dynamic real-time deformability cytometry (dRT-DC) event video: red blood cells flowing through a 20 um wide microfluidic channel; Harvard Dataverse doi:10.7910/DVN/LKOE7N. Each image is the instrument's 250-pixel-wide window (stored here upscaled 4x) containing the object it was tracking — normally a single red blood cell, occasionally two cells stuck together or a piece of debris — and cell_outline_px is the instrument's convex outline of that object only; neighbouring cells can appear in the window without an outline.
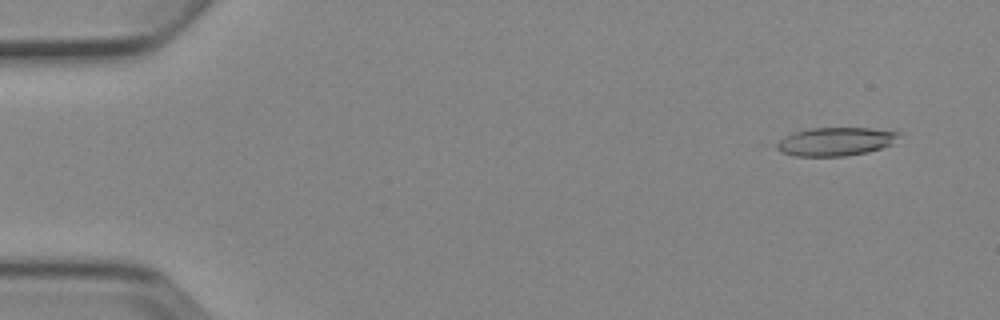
{"species": "Egyptian fruit bat (a non-hibernating species)", "species_latin": "Rousettus aegyptiacus", "temperature_condition": "cold", "stored_images_in_passage": 5, "camera_frame_rate_fps": 3000, "um_per_image_px": 0.085, "animal": {"sex": "female"}, "frame": {"image": 1, "passage_image": 1, "time_ms": 0.0, "image_size_px": [1000, 320], "cell_outline_px": [[900, 132], [892, 144], [868, 152], [844, 156], [796, 156], [780, 152], [776, 148], [776, 144], [780, 140], [792, 132], [812, 128], [872, 128]], "centroid_in_image_um": [70.99, 12.03], "position_along_channel_um": 14.0, "area_um2": 20.11}}
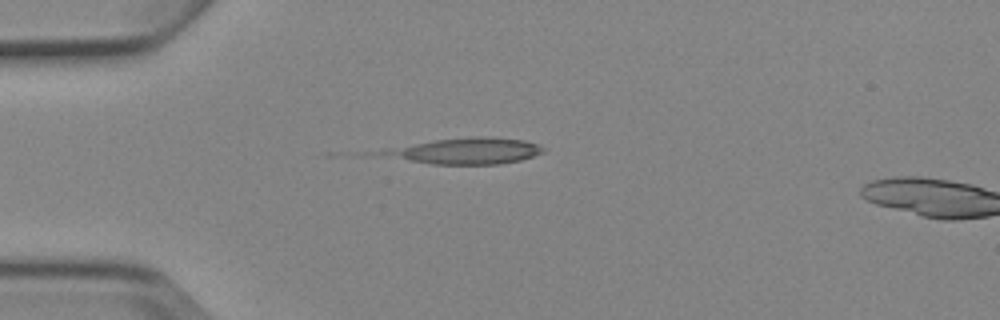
{"frame": {"image": 2, "passage_image": 4, "time_ms": 3.333, "image_size_px": [1000, 320], "cell_outline_px": [[544, 152], [520, 160], [500, 164], [432, 164], [364, 152], [436, 140], [472, 136], [488, 136], [524, 140], [536, 144], [544, 148]], "centroid_in_image_um": [39.54, 12.82], "position_along_channel_um": 45.5, "area_um2": 24.45}}